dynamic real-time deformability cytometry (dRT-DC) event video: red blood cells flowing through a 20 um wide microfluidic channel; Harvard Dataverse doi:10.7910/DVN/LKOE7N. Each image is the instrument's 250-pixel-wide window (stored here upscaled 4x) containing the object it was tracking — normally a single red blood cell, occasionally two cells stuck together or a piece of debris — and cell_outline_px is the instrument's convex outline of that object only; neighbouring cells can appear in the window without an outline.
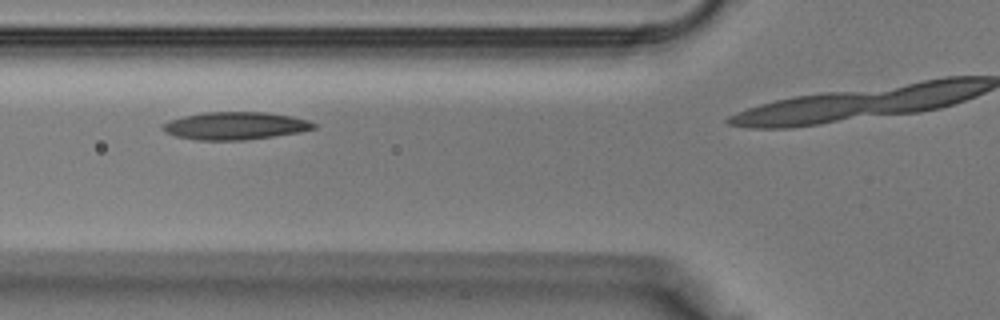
{"species": "Egyptian fruit bat (a non-hibernating species)", "species_latin": "Rousettus aegyptiacus", "temperature_condition": "warm", "stored_images_in_passage": 9, "camera_frame_rate_fps": 3000, "um_per_image_px": 0.085, "animal": {"sex": "male"}, "frame": {"image": 1, "passage_image": 6, "time_ms": 1.667, "image_size_px": [1000, 320], "cell_outline_px": [[316, 128], [300, 132], [244, 140], [196, 140], [176, 136], [168, 132], [164, 128], [164, 124], [172, 120], [184, 116], [204, 112], [268, 112], [292, 116], [308, 120], [316, 124]], "centroid_in_image_um": [20.06, 10.68], "position_along_channel_um": 105.7, "area_um2": 24.04}}
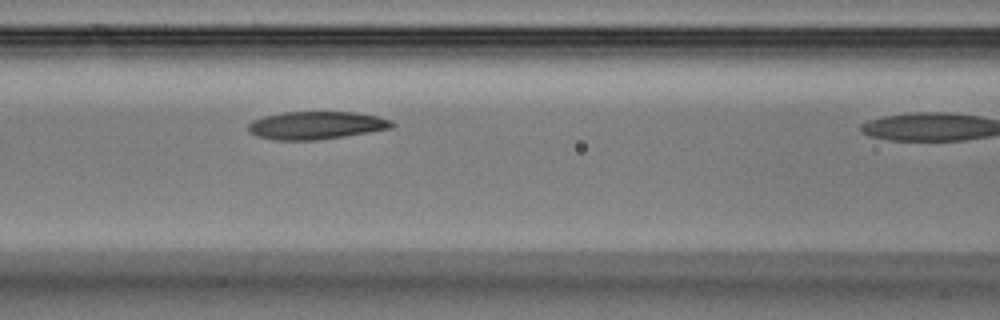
{"frame": {"image": 2, "passage_image": 8, "time_ms": 2.333, "image_size_px": [1000, 320], "cell_outline_px": [[396, 124], [392, 128], [344, 136], [316, 140], [272, 140], [256, 136], [248, 132], [248, 124], [252, 120], [264, 116], [284, 112], [356, 112], [376, 116], [392, 120]], "centroid_in_image_um": [26.85, 10.65], "position_along_channel_um": 139.8, "area_um2": 23.41}}